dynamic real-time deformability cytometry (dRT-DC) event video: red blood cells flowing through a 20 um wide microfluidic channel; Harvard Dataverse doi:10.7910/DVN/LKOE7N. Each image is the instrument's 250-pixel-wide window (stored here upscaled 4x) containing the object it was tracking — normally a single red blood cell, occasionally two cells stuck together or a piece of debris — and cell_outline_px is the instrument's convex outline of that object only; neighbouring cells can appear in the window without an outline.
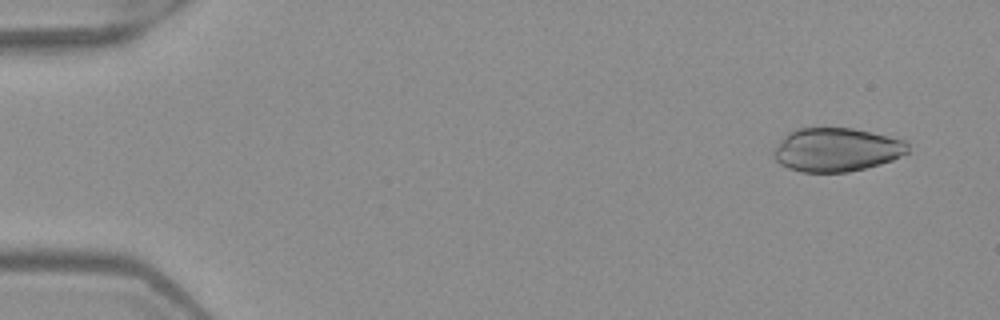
{"species": "Egyptian fruit bat (a non-hibernating species)", "species_latin": "Rousettus aegyptiacus", "temperature_condition": "warm", "stored_images_in_passage": 6, "camera_frame_rate_fps": 3000, "um_per_image_px": 0.085, "frame": {"image": 1, "passage_image": 2, "time_ms": 0.333, "image_size_px": [1000, 320], "cell_outline_px": [[908, 152], [892, 160], [880, 164], [848, 172], [800, 172], [788, 168], [780, 164], [772, 156], [772, 152], [780, 140], [788, 132], [796, 128], [852, 128], [888, 136], [904, 140], [908, 144]], "centroid_in_image_um": [71.06, 12.73], "position_along_channel_um": 13.9, "area_um2": 34.16}}